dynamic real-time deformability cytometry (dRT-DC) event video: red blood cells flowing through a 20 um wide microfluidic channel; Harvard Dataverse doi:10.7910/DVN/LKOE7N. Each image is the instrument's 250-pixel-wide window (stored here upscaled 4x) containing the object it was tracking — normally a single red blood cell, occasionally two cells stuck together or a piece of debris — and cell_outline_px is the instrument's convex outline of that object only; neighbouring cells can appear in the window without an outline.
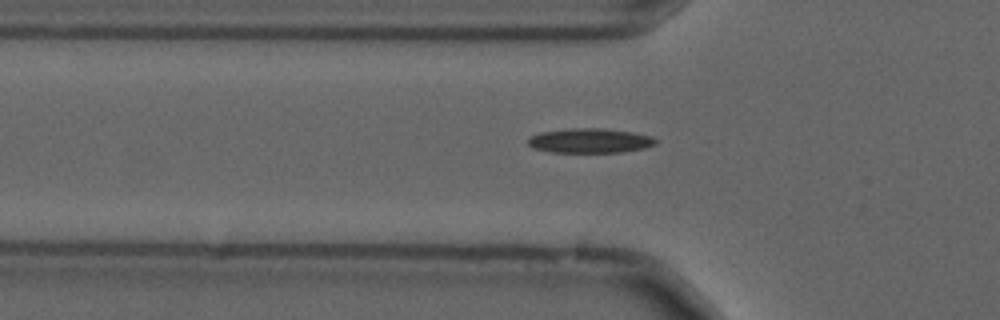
{"species": "common noctule bat (a hibernating species)", "species_latin": "Nyctalus noctula", "temperature_condition": "cold", "stored_images_in_passage": 51, "camera_frame_rate_fps": 3000, "um_per_image_px": 0.085, "animal": {"sex": "male", "forearm_length_mm": 52.5}, "frame": {"image": 1, "passage_image": 18, "time_ms": 5.667, "image_size_px": [1000, 320], "cell_outline_px": [[656, 144], [644, 148], [624, 152], [552, 152], [532, 148], [528, 144], [528, 140], [532, 136], [540, 132], [572, 128], [600, 128], [632, 132], [652, 136], [656, 140]], "centroid_in_image_um": [50.15, 11.96], "position_along_channel_um": 75.7, "area_um2": 18.21}}
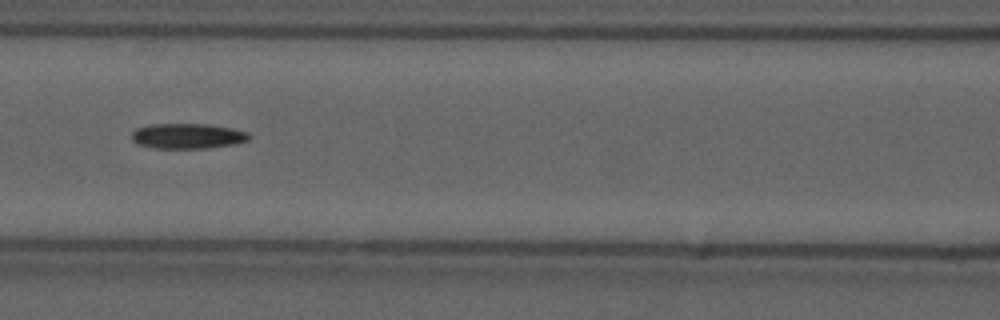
{"frame": {"image": 2, "passage_image": 24, "time_ms": 7.667, "image_size_px": [1000, 320], "cell_outline_px": [[252, 136], [248, 140], [236, 144], [208, 148], [156, 148], [136, 144], [132, 140], [132, 132], [136, 128], [148, 124], [208, 124], [232, 128], [248, 132]], "centroid_in_image_um": [15.95, 11.56], "position_along_channel_um": 150.6, "area_um2": 17.46}}
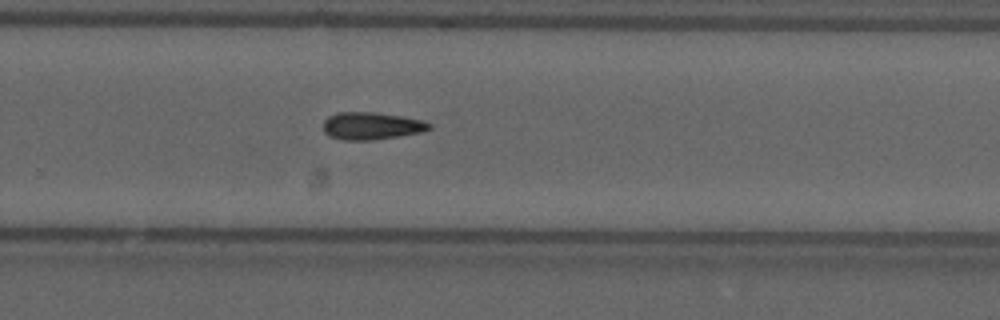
{"frame": {"image": 3, "passage_image": 36, "time_ms": 11.667, "image_size_px": [1000, 320], "cell_outline_px": [[432, 128], [424, 132], [400, 136], [372, 140], [340, 140], [328, 136], [324, 132], [324, 120], [328, 116], [340, 112], [376, 112], [424, 120], [432, 124]], "centroid_in_image_um": [31.6, 10.71], "position_along_channel_um": 298.2, "area_um2": 17.17}}